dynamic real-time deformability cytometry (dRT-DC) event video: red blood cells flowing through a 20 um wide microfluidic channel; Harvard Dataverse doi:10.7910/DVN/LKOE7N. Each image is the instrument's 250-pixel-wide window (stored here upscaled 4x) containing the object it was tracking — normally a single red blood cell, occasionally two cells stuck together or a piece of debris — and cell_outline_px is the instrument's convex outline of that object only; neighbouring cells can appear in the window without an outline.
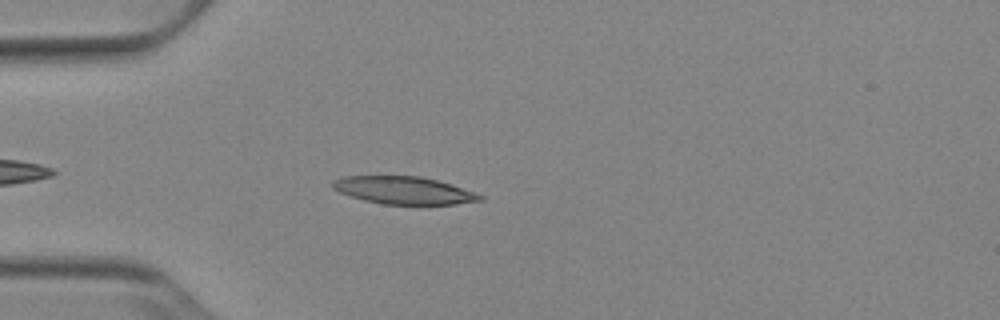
{"species": "Egyptian fruit bat (a non-hibernating species)", "species_latin": "Rousettus aegyptiacus", "temperature_condition": "cold", "stored_images_in_passage": 39, "camera_frame_rate_fps": 3000, "um_per_image_px": 0.085, "animal": {"sex": "female"}, "frame": {"image": 1, "passage_image": 5, "time_ms": 1.333, "image_size_px": [1000, 320], "cell_outline_px": [[484, 200], [456, 204], [384, 204], [364, 200], [340, 192], [332, 188], [332, 180], [344, 176], [420, 176], [452, 184], [476, 192], [484, 196]], "centroid_in_image_um": [34.36, 16.17], "position_along_channel_um": 50.6, "area_um2": 23.64}}
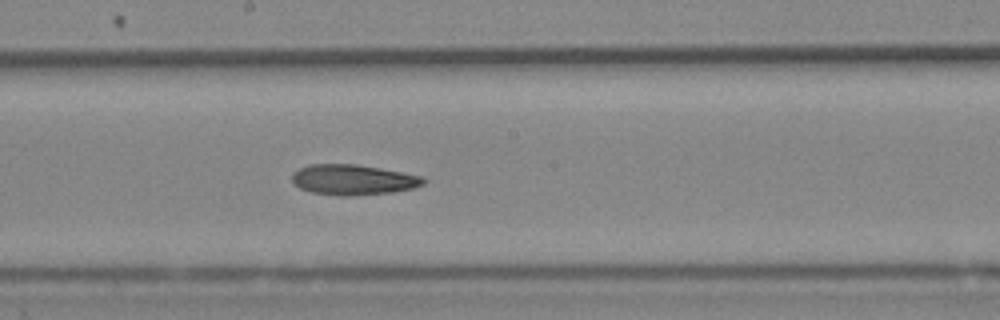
{"frame": {"image": 2, "passage_image": 19, "time_ms": 6.0, "image_size_px": [1000, 320], "cell_outline_px": [[428, 180], [424, 184], [416, 188], [392, 192], [352, 196], [340, 196], [312, 192], [300, 188], [292, 180], [292, 172], [308, 164], [356, 164], [380, 168], [424, 176]], "centroid_in_image_um": [30.06, 15.28], "position_along_channel_um": 218.1, "area_um2": 23.47}}
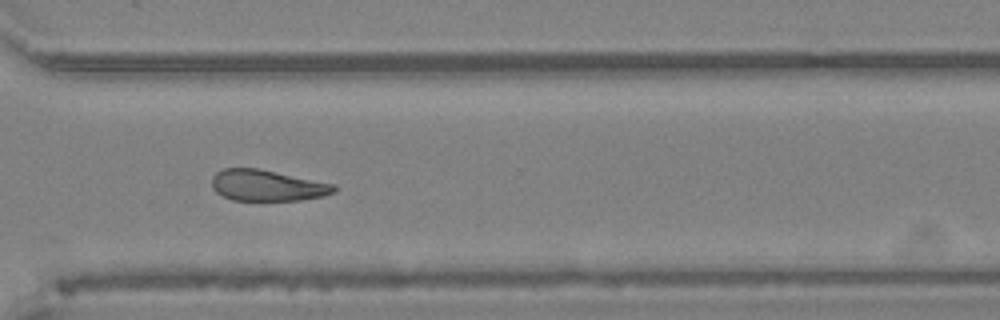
{"frame": {"image": 3, "passage_image": 29, "time_ms": 9.333, "image_size_px": [1000, 320], "cell_outline_px": [[336, 188], [332, 192], [324, 196], [300, 200], [232, 200], [216, 192], [212, 188], [212, 176], [216, 172], [224, 168], [256, 168], [336, 184]], "centroid_in_image_um": [22.69, 15.76], "position_along_channel_um": 347.9, "area_um2": 22.02}, "authors_computed_cell_mechanics": {"area_um2": 23.4668, "velocity_mm_per_s": 3.8899, "shape_relaxation_time_tau1_ms": null, "shape_relaxation_time_tau2_ms": 6.7389, "deformation_change_tau1": null, "deformation_change_tau2": 0.167}}